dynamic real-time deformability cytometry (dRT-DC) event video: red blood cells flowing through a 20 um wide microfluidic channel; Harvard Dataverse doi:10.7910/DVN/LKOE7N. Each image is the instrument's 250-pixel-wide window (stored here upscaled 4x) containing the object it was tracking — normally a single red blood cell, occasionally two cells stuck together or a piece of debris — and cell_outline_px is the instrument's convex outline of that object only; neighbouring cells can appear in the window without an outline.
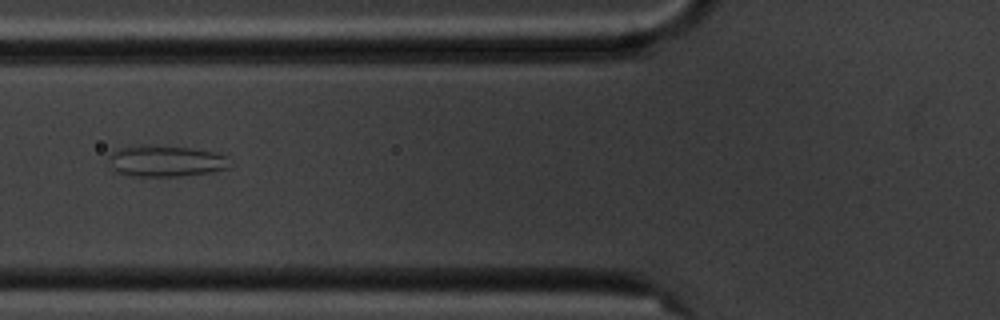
{"species": "common noctule bat (a hibernating species)", "species_latin": "Nyctalus noctula", "temperature_condition": "cold", "stored_images_in_passage": 12, "camera_frame_rate_fps": 3000, "um_per_image_px": 0.085, "animal": {"sex": "male", "body_mass_g": 20.1, "forearm_length_mm": 53.5}, "frame": {"image": 1, "passage_image": 3, "time_ms": 2.333, "image_size_px": [1000, 320], "cell_outline_px": [[228, 168], [212, 172], [180, 176], [132, 176], [112, 172], [108, 156], [112, 152], [120, 148], [140, 144], [148, 144], [188, 148], [212, 152], [228, 156]], "centroid_in_image_um": [14.01, 13.69], "position_along_channel_um": 111.8, "area_um2": 22.25}}
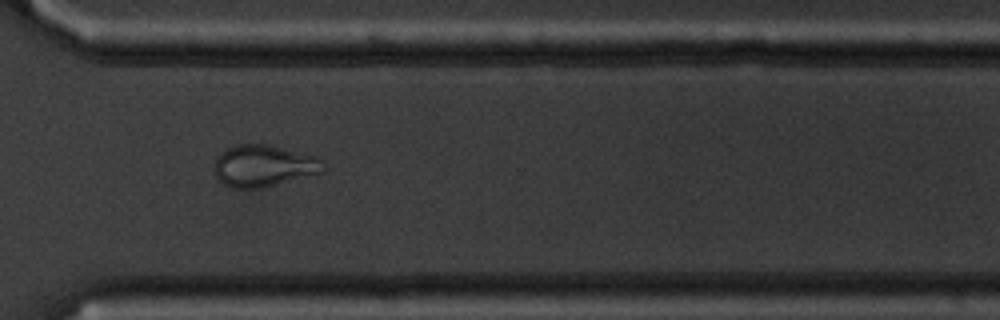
{"frame": {"image": 2, "passage_image": 9, "time_ms": 9.0, "image_size_px": [1000, 320], "cell_outline_px": [[328, 168], [324, 172], [256, 188], [236, 188], [224, 184], [216, 176], [216, 156], [224, 148], [232, 144], [264, 144], [316, 156]], "centroid_in_image_um": [22.4, 14.07], "position_along_channel_um": 348.2, "area_um2": 26.13}}
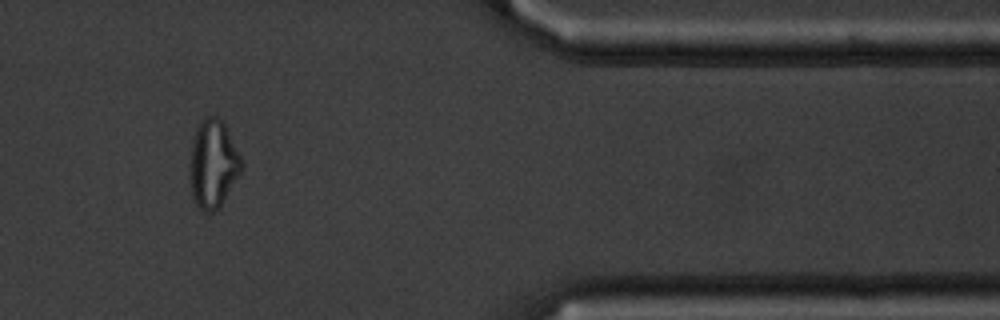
{"frame": {"image": 3, "passage_image": 10, "time_ms": 11.0, "image_size_px": [1000, 320], "cell_outline_px": [[244, 164], [240, 172], [220, 204], [212, 212], [200, 212], [192, 200], [192, 136], [200, 120], [208, 116], [220, 116], [224, 120]], "centroid_in_image_um": [18.12, 13.87], "position_along_channel_um": 393.3, "area_um2": 26.13}}